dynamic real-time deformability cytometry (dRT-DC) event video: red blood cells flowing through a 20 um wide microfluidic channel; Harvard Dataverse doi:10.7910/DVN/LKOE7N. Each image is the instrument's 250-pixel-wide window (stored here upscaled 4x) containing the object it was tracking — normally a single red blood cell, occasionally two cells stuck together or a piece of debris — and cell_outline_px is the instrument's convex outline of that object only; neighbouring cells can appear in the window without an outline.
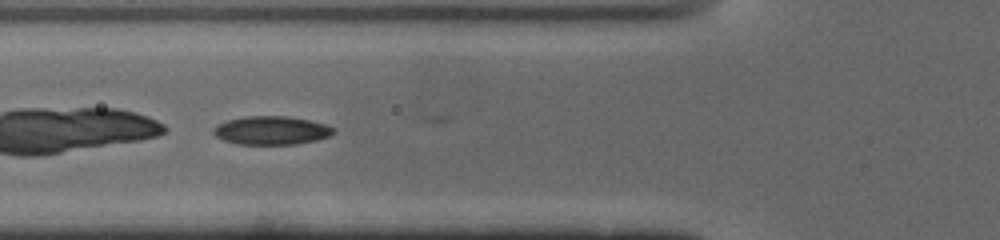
{"species": "common noctule bat (a hibernating species)", "species_latin": "Nyctalus noctula", "temperature_condition": "cold", "stored_images_in_passage": 8, "camera_frame_rate_fps": 3000, "um_per_image_px": 0.085, "animal": {"sex": "male", "body_mass_g": 19.0, "forearm_length_mm": 50.8}, "frame": {"image": 1, "passage_image": 5, "time_ms": 1.333, "image_size_px": [1000, 240], "cell_outline_px": [[336, 132], [328, 136], [316, 140], [296, 144], [236, 144], [224, 140], [216, 136], [212, 132], [212, 128], [216, 124], [228, 120], [244, 116], [284, 116], [308, 120], [324, 124], [336, 128]], "centroid_in_image_um": [23.04, 11.08], "position_along_channel_um": 102.8, "area_um2": 19.94}}